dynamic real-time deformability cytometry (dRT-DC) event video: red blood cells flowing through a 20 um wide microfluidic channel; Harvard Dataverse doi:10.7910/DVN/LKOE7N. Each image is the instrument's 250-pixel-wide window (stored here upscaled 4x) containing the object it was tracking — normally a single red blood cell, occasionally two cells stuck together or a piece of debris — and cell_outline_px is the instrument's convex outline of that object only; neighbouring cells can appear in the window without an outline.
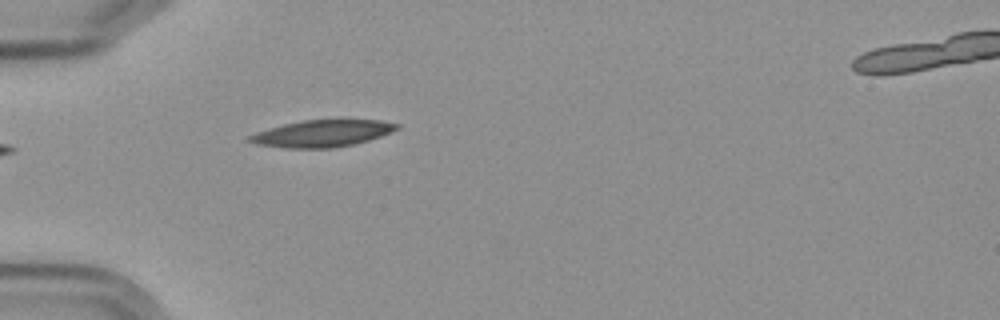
{"species": "Egyptian fruit bat (a non-hibernating species)", "species_latin": "Rousettus aegyptiacus", "temperature_condition": "cold", "stored_images_in_passage": 6, "segment_of_instrument_passage": [1, 2], "camera_frame_rate_fps": 3000, "um_per_image_px": 0.085, "frame": {"image": 1, "passage_image": 5, "time_ms": 4.667, "image_size_px": [1000, 320], "cell_outline_px": [[400, 128], [380, 136], [368, 140], [352, 144], [332, 148], [284, 148], [256, 144], [244, 140], [244, 136], [256, 132], [284, 124], [304, 120], [380, 120], [400, 124]], "centroid_in_image_um": [27.32, 11.35], "position_along_channel_um": 57.7, "area_um2": 23.06}}